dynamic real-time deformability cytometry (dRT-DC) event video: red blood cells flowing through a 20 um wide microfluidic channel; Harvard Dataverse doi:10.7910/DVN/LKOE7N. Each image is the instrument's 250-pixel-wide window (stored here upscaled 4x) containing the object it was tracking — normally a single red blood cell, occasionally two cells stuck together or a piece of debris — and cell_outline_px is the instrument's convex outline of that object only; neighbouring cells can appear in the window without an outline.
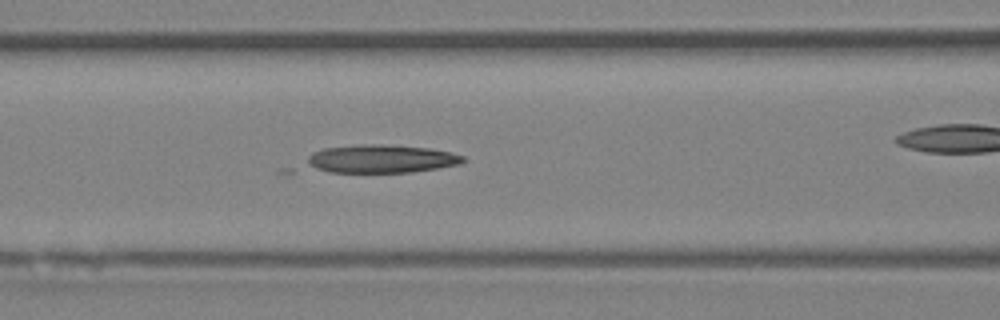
{"species": "Egyptian fruit bat (a non-hibernating species)", "species_latin": "Rousettus aegyptiacus", "temperature_condition": "room temperature", "stored_images_in_passage": 22, "camera_frame_rate_fps": 3000, "um_per_image_px": 0.085, "animal": {"sex": "female"}, "frame": {"image": 1, "passage_image": 7, "time_ms": 2.0, "image_size_px": [1000, 320], "cell_outline_px": [[468, 160], [460, 164], [412, 172], [328, 172], [316, 168], [308, 164], [308, 156], [312, 152], [324, 148], [360, 144], [376, 144], [432, 148], [452, 152], [464, 156]], "centroid_in_image_um": [32.46, 13.49], "position_along_channel_um": 134.1, "area_um2": 25.61}}
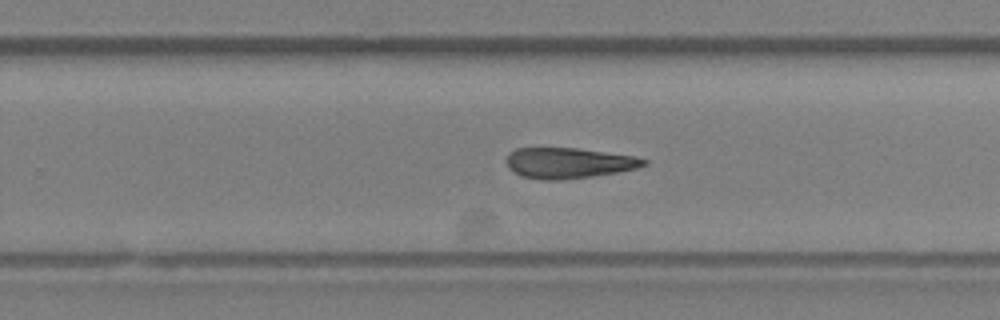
{"frame": {"image": 2, "passage_image": 18, "time_ms": 5.667, "image_size_px": [1000, 320], "cell_outline_px": [[648, 164], [636, 168], [616, 172], [592, 176], [560, 180], [544, 180], [520, 176], [512, 172], [508, 168], [508, 152], [516, 148], [576, 148], [636, 156], [648, 160]], "centroid_in_image_um": [48.32, 13.85], "position_along_channel_um": 281.5, "area_um2": 24.51}}
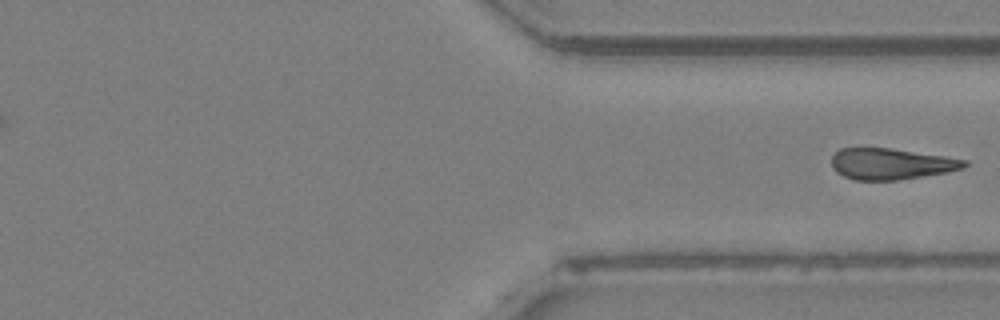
{"frame": {"image": 3, "passage_image": 22, "time_ms": 7.0, "image_size_px": [1000, 320], "cell_outline_px": [[968, 164], [964, 168], [948, 172], [896, 180], [856, 180], [844, 176], [836, 172], [832, 168], [832, 156], [840, 148], [888, 148], [944, 156], [968, 160]], "centroid_in_image_um": [75.74, 13.93], "position_along_channel_um": 335.7, "area_um2": 23.99}}